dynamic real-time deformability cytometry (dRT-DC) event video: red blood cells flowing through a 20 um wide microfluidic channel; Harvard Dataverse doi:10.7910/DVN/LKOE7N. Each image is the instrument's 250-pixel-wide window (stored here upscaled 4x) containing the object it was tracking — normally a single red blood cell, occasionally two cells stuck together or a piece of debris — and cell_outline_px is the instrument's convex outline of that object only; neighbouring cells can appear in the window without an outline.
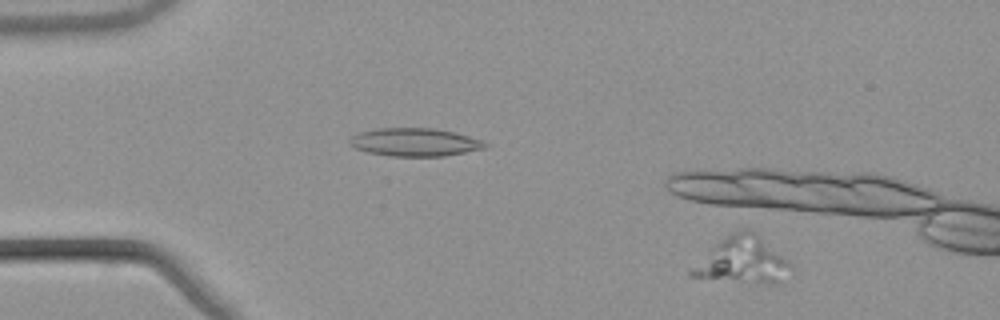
{"species": "common noctule bat (a hibernating species)", "species_latin": "Nyctalus noctula", "temperature_condition": "warm", "stored_images_in_passage": 4, "camera_frame_rate_fps": 3000, "um_per_image_px": 0.085, "animal": {"sex": "male", "body_mass_g": 21.5, "forearm_length_mm": 52.0}, "frame": {"image": 1, "passage_image": 1, "time_ms": 0.0, "image_size_px": [1000, 320], "cell_outline_px": [[792, 268], [780, 284], [760, 284], [688, 276], [688, 272], [720, 240], [732, 232], [748, 228], [788, 260], [792, 264]], "centroid_in_image_um": [63.16, 22.17], "position_along_channel_um": 21.8, "area_um2": 26.3}}